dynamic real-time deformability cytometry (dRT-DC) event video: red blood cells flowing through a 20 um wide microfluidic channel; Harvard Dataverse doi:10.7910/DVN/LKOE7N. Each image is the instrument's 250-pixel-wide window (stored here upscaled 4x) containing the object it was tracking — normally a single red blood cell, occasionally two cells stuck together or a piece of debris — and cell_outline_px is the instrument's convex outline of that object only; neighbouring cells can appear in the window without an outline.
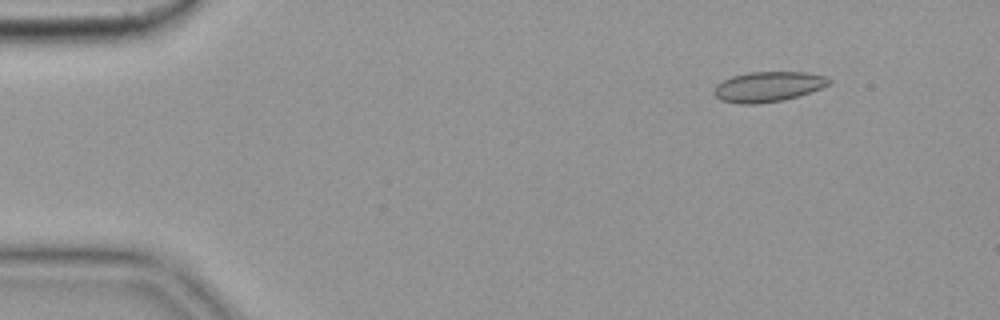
{"species": "common noctule bat (a hibernating species)", "species_latin": "Nyctalus noctula", "temperature_condition": "cold", "stored_images_in_passage": 5, "camera_frame_rate_fps": 3000, "um_per_image_px": 0.085, "animal": {"sex": "female", "body_mass_g": 19.9}, "frame": {"image": 1, "passage_image": 1, "time_ms": 0.0, "image_size_px": [1000, 320], "cell_outline_px": [[832, 80], [828, 84], [820, 88], [784, 100], [756, 104], [740, 104], [720, 100], [712, 92], [716, 84], [732, 76], [748, 72], [804, 72], [824, 76]], "centroid_in_image_um": [65.23, 7.37], "position_along_channel_um": 19.8, "area_um2": 20.06}}
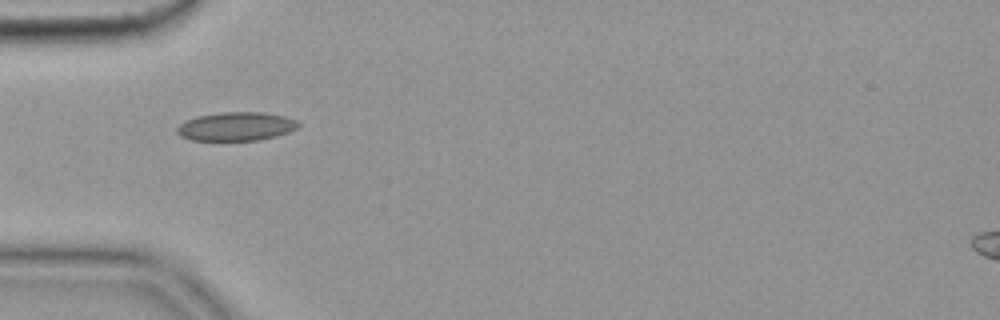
{"frame": {"image": 2, "passage_image": 4, "time_ms": 1.0, "image_size_px": [1000, 320], "cell_outline_px": [[300, 124], [296, 128], [288, 132], [276, 136], [256, 140], [192, 140], [180, 136], [176, 132], [176, 128], [180, 124], [196, 116], [220, 112], [264, 112], [284, 116], [296, 120]], "centroid_in_image_um": [20.06, 10.74], "position_along_channel_um": 64.9, "area_um2": 20.17}}